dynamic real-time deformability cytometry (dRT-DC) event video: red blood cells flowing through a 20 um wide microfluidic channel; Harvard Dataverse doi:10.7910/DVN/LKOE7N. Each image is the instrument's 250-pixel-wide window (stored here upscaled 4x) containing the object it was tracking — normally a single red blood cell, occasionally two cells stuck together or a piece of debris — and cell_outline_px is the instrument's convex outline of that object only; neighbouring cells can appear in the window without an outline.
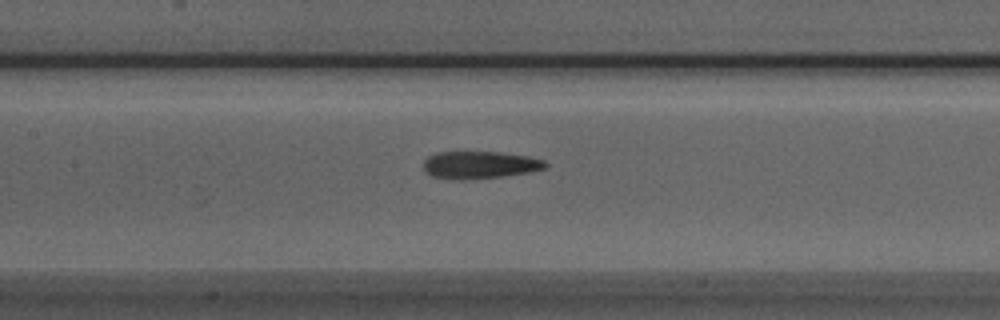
{"species": "Egyptian fruit bat (a non-hibernating species)", "species_latin": "Rousettus aegyptiacus", "temperature_condition": "room temperature", "stored_images_in_passage": 34, "camera_frame_rate_fps": 3000, "um_per_image_px": 0.085, "animal": {"sex": "male"}, "frame": {"image": 1, "passage_image": 12, "time_ms": 3.667, "image_size_px": [1000, 320], "cell_outline_px": [[548, 164], [544, 168], [528, 172], [504, 176], [460, 180], [432, 176], [424, 172], [424, 160], [428, 156], [436, 152], [500, 152], [528, 156], [544, 160]], "centroid_in_image_um": [40.75, 14.01], "position_along_channel_um": 166.7, "area_um2": 19.42}}
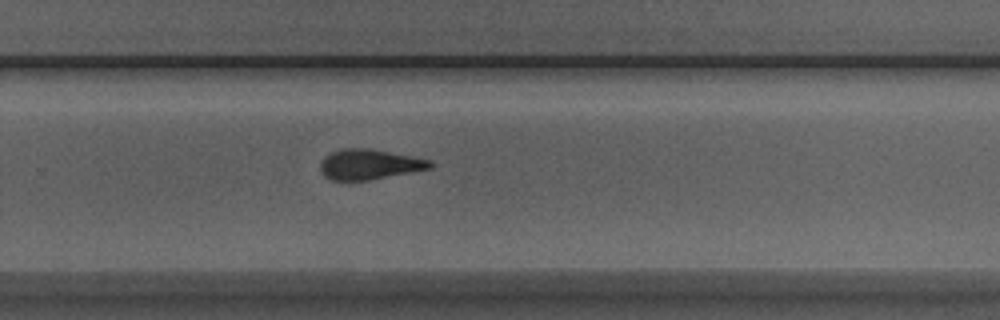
{"frame": {"image": 2, "passage_image": 22, "time_ms": 7.0, "image_size_px": [1000, 320], "cell_outline_px": [[432, 168], [368, 180], [332, 180], [324, 176], [320, 172], [320, 160], [324, 156], [340, 148], [368, 148], [412, 156], [432, 160]], "centroid_in_image_um": [31.35, 13.96], "position_along_channel_um": 298.4, "area_um2": 19.36}}
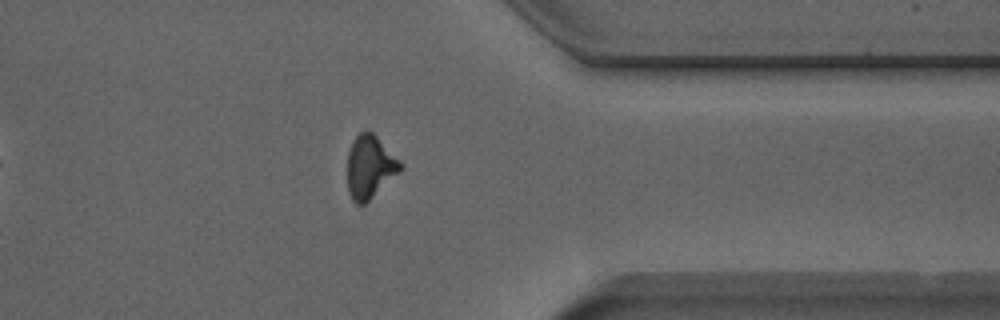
{"frame": {"image": 3, "passage_image": 29, "time_ms": 9.333, "image_size_px": [1000, 320], "cell_outline_px": [[400, 172], [364, 204], [356, 204], [352, 200], [348, 192], [348, 152], [352, 140], [364, 128], [368, 128], [400, 160]], "centroid_in_image_um": [31.41, 14.15], "position_along_channel_um": 380.0, "area_um2": 19.36}}